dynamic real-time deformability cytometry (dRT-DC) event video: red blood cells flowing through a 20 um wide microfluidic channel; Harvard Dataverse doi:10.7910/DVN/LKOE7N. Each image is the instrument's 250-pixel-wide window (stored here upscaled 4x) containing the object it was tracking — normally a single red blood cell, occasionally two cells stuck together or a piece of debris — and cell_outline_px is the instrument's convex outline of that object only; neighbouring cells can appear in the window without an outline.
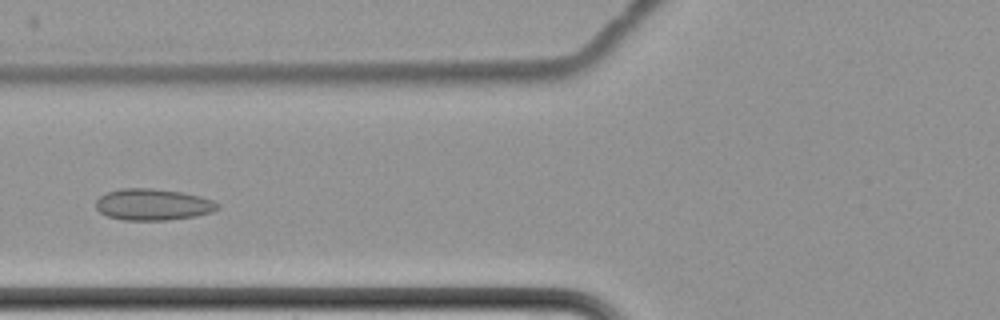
{"species": "common noctule bat (a hibernating species)", "species_latin": "Nyctalus noctula", "temperature_condition": "cold", "stored_images_in_passage": 7, "camera_frame_rate_fps": 3000, "um_per_image_px": 0.085, "animal": {"sex": "female", "body_mass_g": 22.7, "forearm_length_mm": 54.2}, "frame": {"image": 1, "passage_image": 7, "time_ms": 7.667, "image_size_px": [1000, 320], "cell_outline_px": [[220, 208], [212, 212], [196, 216], [168, 220], [124, 220], [108, 216], [100, 212], [96, 208], [96, 200], [100, 196], [108, 192], [120, 188], [152, 188], [180, 192], [200, 196], [212, 200], [220, 204]], "centroid_in_image_um": [13.01, 17.38], "position_along_channel_um": 112.8, "area_um2": 22.37}}